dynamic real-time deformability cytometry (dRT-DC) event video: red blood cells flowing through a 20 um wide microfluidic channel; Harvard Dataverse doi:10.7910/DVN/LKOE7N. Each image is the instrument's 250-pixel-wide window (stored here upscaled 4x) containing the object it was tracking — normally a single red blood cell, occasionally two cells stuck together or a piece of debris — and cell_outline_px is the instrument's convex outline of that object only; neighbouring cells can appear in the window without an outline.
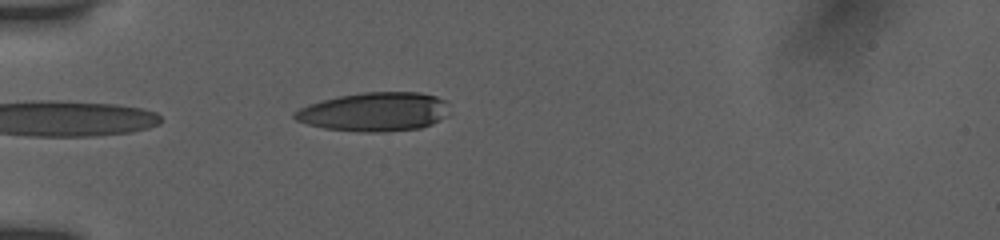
{"species": "human", "species_latin": "Homo sapiens", "temperature_condition": "room temperature", "stored_images_in_passage": 6, "camera_frame_rate_fps": 3000, "um_per_image_px": 0.085, "donor": {"sex": "female"}, "frame": {"image": 1, "passage_image": 1, "time_ms": 0.0, "image_size_px": [1000, 240], "cell_outline_px": [[444, 116], [432, 124], [420, 128], [384, 132], [364, 132], [324, 128], [308, 124], [296, 120], [292, 116], [292, 112], [308, 104], [340, 96], [364, 92], [420, 92], [436, 96], [444, 100]], "centroid_in_image_um": [31.76, 9.51], "position_along_channel_um": 53.2, "area_um2": 34.68}}
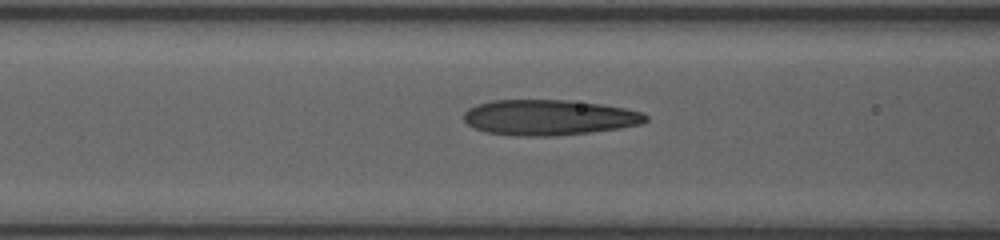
{"frame": {"image": 2, "passage_image": 4, "time_ms": 1.0, "image_size_px": [1000, 240], "cell_outline_px": [[648, 120], [640, 124], [620, 128], [588, 132], [552, 136], [516, 136], [484, 132], [468, 124], [464, 120], [464, 112], [468, 108], [476, 104], [492, 100], [572, 100], [600, 104], [624, 108], [644, 112], [648, 116]], "centroid_in_image_um": [46.65, 9.98], "position_along_channel_um": 119.9, "area_um2": 37.74}}